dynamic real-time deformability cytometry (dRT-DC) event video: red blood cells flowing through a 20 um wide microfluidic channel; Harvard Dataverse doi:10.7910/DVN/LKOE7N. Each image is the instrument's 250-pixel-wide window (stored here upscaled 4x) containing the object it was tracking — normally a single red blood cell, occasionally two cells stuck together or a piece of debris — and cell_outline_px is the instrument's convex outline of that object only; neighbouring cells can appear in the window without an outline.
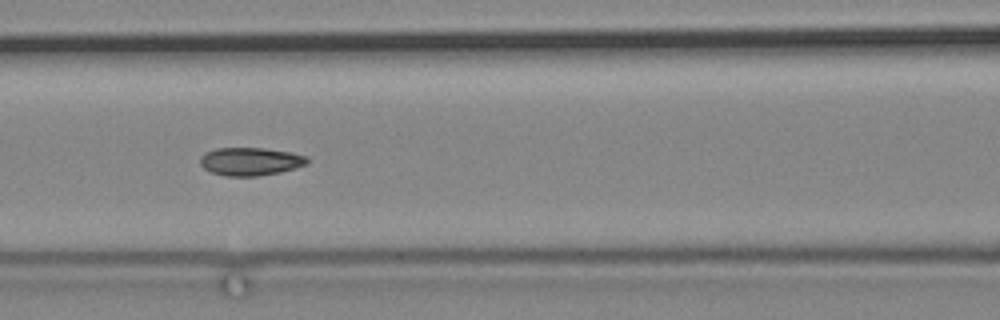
{"species": "common noctule bat (a hibernating species)", "species_latin": "Nyctalus noctula", "temperature_condition": "cold", "stored_images_in_passage": 36, "camera_frame_rate_fps": 3000, "um_per_image_px": 0.085, "animal": {"sex": "male", "body_mass_g": 19.2, "forearm_length_mm": 51.8}, "frame": {"image": 1, "passage_image": 35, "time_ms": 11.333, "image_size_px": [1000, 320], "cell_outline_px": [[308, 164], [280, 172], [256, 176], [224, 176], [212, 172], [204, 168], [200, 164], [200, 156], [204, 152], [216, 148], [264, 148], [292, 152], [308, 156]], "centroid_in_image_um": [21.28, 13.71], "position_along_channel_um": 145.3, "area_um2": 17.63}}